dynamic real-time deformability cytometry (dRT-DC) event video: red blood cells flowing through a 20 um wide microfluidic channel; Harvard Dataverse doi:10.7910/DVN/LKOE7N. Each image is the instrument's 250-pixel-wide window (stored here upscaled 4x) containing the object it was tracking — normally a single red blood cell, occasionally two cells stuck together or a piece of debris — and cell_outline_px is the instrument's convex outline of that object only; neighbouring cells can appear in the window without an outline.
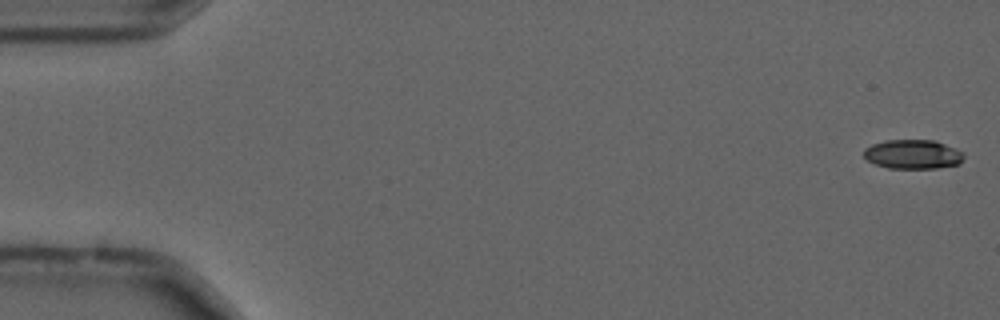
{"species": "common noctule bat (a hibernating species)", "species_latin": "Nyctalus noctula", "temperature_condition": "cold", "stored_images_in_passage": 16, "camera_frame_rate_fps": 3000, "um_per_image_px": 0.085, "animal": {"sex": "male", "forearm_length_mm": 52.5}, "frame": {"image": 1, "passage_image": 1, "time_ms": 0.0, "image_size_px": [1000, 320], "cell_outline_px": [[964, 156], [960, 164], [936, 168], [888, 168], [876, 164], [868, 160], [864, 156], [864, 148], [872, 144], [884, 140], [932, 140], [944, 144], [964, 152]], "centroid_in_image_um": [77.59, 13.11], "position_along_channel_um": 7.4, "area_um2": 16.99}}
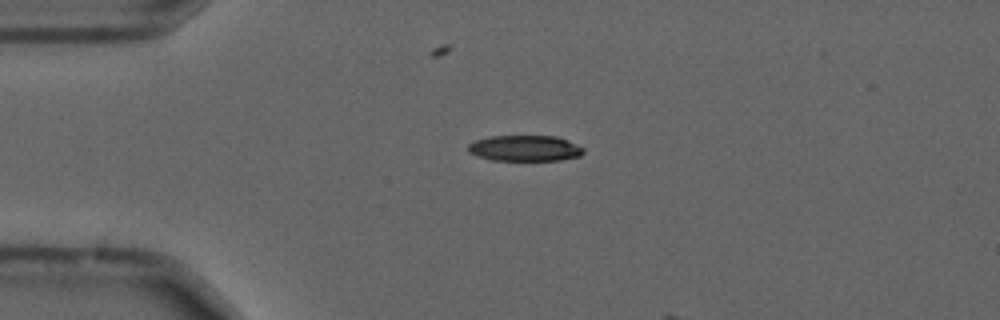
{"frame": {"image": 2, "passage_image": 13, "time_ms": 4.0, "image_size_px": [1000, 320], "cell_outline_px": [[584, 152], [580, 156], [560, 160], [492, 160], [468, 152], [468, 144], [476, 140], [488, 136], [556, 136], [568, 140], [584, 148]], "centroid_in_image_um": [44.63, 12.59], "position_along_channel_um": 40.4, "area_um2": 17.34}}